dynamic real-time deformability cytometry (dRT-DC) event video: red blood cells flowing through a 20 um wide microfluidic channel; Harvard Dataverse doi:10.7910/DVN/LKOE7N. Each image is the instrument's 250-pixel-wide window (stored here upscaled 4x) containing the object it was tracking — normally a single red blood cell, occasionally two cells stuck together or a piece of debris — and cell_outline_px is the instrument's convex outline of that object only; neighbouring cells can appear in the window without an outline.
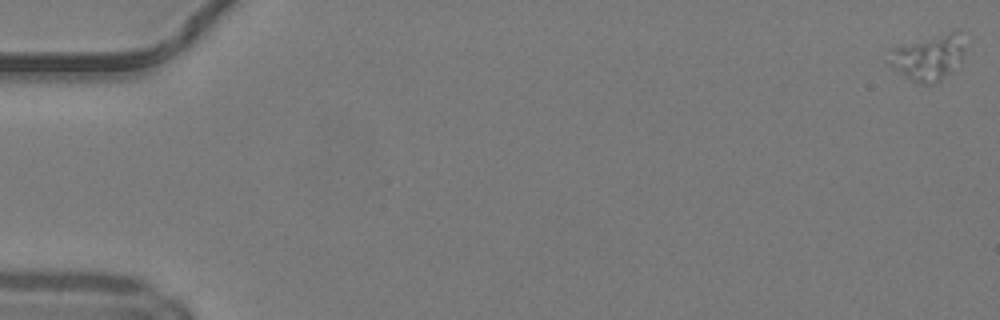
{"species": "common noctule bat (a hibernating species)", "species_latin": "Nyctalus noctula", "temperature_condition": "warm", "stored_images_in_passage": 52, "camera_frame_rate_fps": 3000, "um_per_image_px": 0.085, "animal": {"sex": "male", "body_mass_g": 19.2, "forearm_length_mm": 51.8}, "frame": {"image": 1, "passage_image": 1, "time_ms": 0.0, "image_size_px": [1000, 320], "cell_outline_px": [[964, 52], [960, 60], [952, 72], [940, 80], [932, 84], [920, 84], [912, 80], [888, 64], [888, 48], [948, 32], [960, 32], [964, 48]], "centroid_in_image_um": [78.87, 4.88], "position_along_channel_um": 6.1, "area_um2": 20.0}}
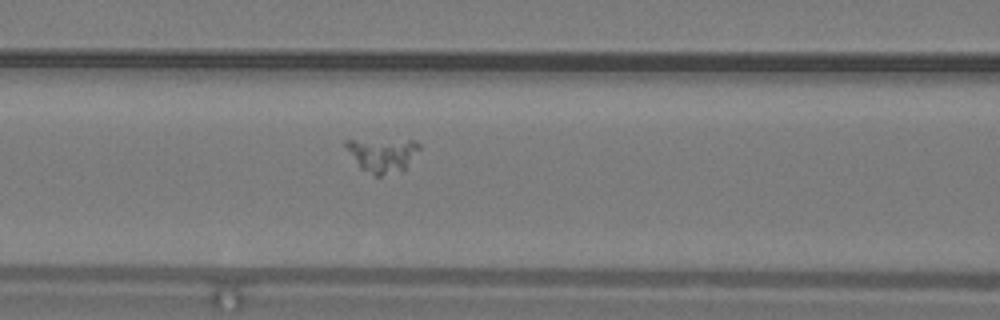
{"frame": {"image": 2, "passage_image": 23, "time_ms": 7.333, "image_size_px": [1000, 320], "cell_outline_px": [[420, 148], [404, 168], [380, 176], [376, 176], [360, 168], [344, 144], [344, 140], [416, 140], [420, 144]], "centroid_in_image_um": [32.49, 13.13], "position_along_channel_um": 134.1, "area_um2": 14.16}}
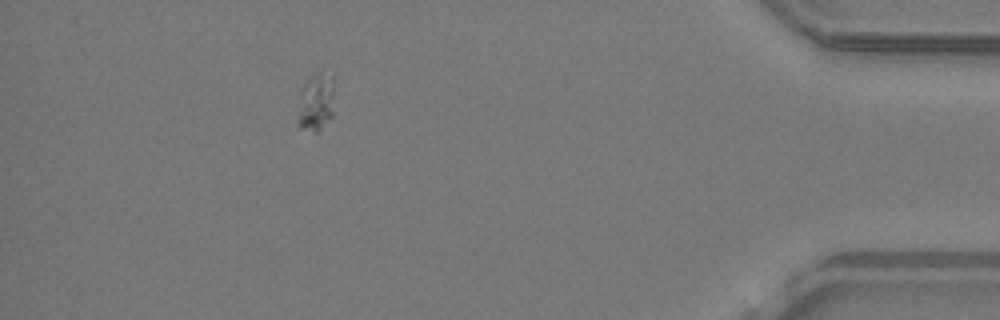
{"frame": {"image": 3, "passage_image": 47, "time_ms": 15.333, "image_size_px": [1000, 320], "cell_outline_px": [[332, 116], [316, 132], [300, 128], [296, 124], [300, 92], [304, 84], [312, 76], [320, 72], [332, 76]], "centroid_in_image_um": [26.8, 8.72], "position_along_channel_um": 408.4, "area_um2": 12.02}}